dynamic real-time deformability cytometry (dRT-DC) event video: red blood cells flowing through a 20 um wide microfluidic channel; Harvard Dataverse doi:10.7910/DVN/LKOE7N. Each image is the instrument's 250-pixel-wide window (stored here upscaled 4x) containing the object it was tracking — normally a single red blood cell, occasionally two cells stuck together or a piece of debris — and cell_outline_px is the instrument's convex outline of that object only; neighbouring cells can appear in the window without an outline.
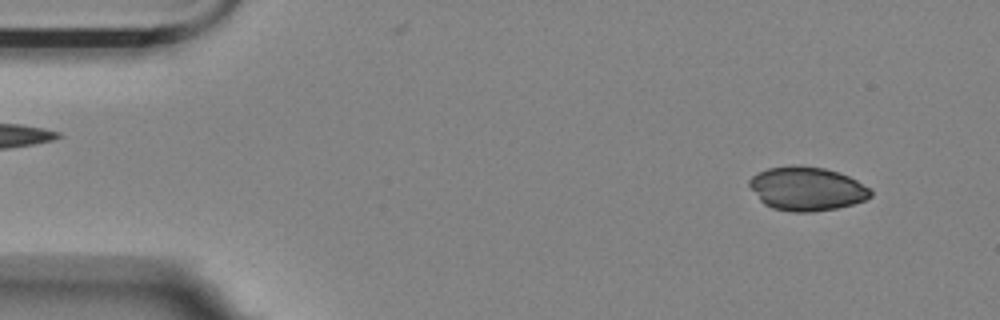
{"species": "Egyptian fruit bat (a non-hibernating species)", "species_latin": "Rousettus aegyptiacus", "temperature_condition": "room temperature", "stored_images_in_passage": 5, "camera_frame_rate_fps": 3000, "um_per_image_px": 0.085, "animal": {"sex": "female"}, "frame": {"image": 1, "passage_image": 2, "time_ms": 0.333, "image_size_px": [1000, 320], "cell_outline_px": [[872, 196], [864, 200], [852, 204], [836, 208], [812, 212], [792, 212], [772, 208], [764, 204], [760, 200], [748, 184], [748, 180], [752, 176], [768, 168], [792, 164], [800, 164], [824, 168], [840, 172], [872, 188]], "centroid_in_image_um": [68.58, 16.03], "position_along_channel_um": 16.4, "area_um2": 31.21}}
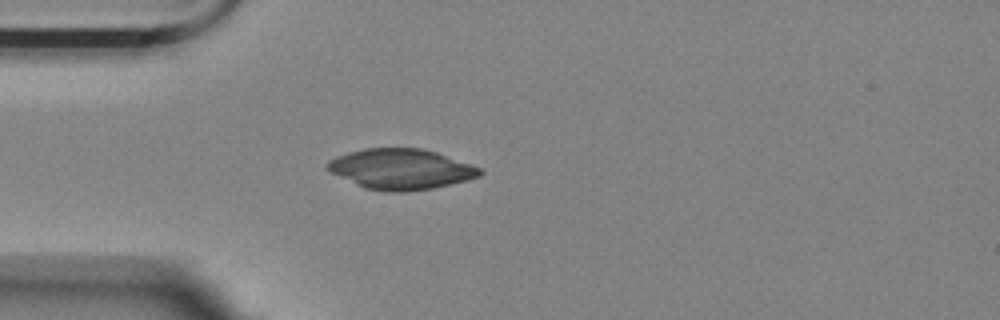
{"frame": {"image": 2, "passage_image": 5, "time_ms": 1.333, "image_size_px": [1000, 320], "cell_outline_px": [[484, 172], [480, 176], [468, 180], [432, 188], [404, 192], [388, 192], [364, 188], [324, 168], [324, 164], [328, 160], [336, 156], [348, 152], [364, 148], [420, 148], [436, 152], [480, 168]], "centroid_in_image_um": [34.04, 14.37], "position_along_channel_um": 51.0, "area_um2": 35.84}}